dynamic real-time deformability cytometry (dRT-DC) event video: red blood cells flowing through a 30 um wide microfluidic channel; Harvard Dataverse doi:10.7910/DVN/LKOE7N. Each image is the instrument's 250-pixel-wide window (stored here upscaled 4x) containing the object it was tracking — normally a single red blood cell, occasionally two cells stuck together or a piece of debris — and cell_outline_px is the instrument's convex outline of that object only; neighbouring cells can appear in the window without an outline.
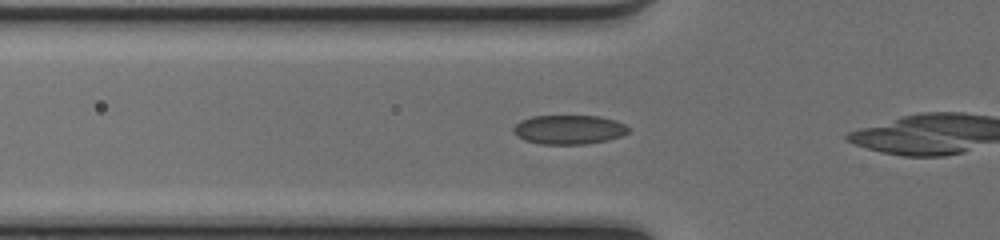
{"species": "common noctule bat (a hibernating species)", "species_latin": "Nyctalus noctula", "temperature_condition": "cold", "stored_images_in_passage": 15, "camera_frame_rate_fps": 3000, "um_per_image_px": 0.085, "animal": {"sex": "female", "body_mass_g": 17.0, "forearm_length_mm": 48.0}, "frame": {"image": 1, "passage_image": 7, "time_ms": 2.0, "image_size_px": [1000, 240], "cell_outline_px": [[628, 132], [620, 136], [608, 140], [584, 144], [540, 144], [524, 140], [516, 136], [512, 132], [512, 128], [520, 120], [532, 116], [600, 116], [616, 120], [624, 124], [628, 128]], "centroid_in_image_um": [48.31, 11.01], "position_along_channel_um": 77.5, "area_um2": 19.65}}
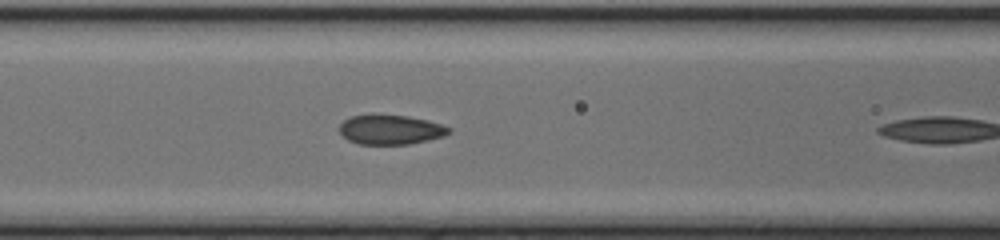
{"frame": {"image": 2, "passage_image": 11, "time_ms": 3.333, "image_size_px": [1000, 240], "cell_outline_px": [[452, 132], [444, 136], [428, 140], [408, 144], [360, 144], [348, 140], [340, 132], [340, 124], [344, 120], [352, 116], [408, 116], [428, 120], [452, 128]], "centroid_in_image_um": [33.25, 11.04], "position_along_channel_um": 133.4, "area_um2": 18.5}}